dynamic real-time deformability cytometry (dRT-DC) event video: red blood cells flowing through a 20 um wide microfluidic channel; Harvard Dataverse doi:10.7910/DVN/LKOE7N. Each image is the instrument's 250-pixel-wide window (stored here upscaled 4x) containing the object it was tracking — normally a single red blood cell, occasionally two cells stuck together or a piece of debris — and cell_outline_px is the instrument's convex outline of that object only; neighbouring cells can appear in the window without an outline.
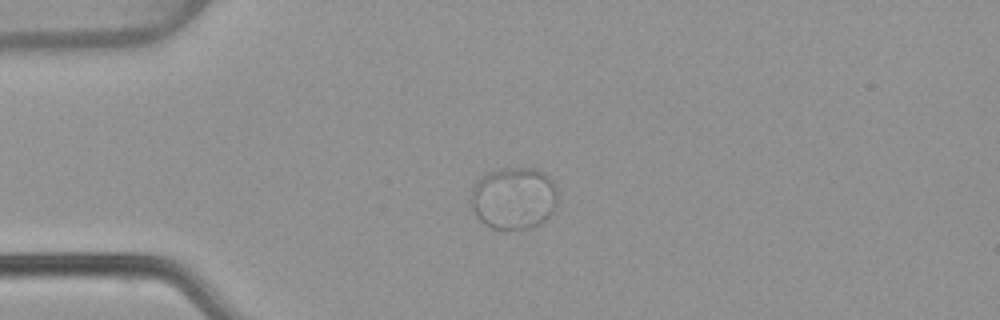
{"species": "common noctule bat (a hibernating species)", "species_latin": "Nyctalus noctula", "temperature_condition": "warm", "stored_images_in_passage": 54, "camera_frame_rate_fps": 3000, "um_per_image_px": 0.085, "animal": {"sex": "female", "body_mass_g": 22.7, "forearm_length_mm": 54.2}, "frame": {"image": 1, "passage_image": 14, "time_ms": 4.333, "image_size_px": [1000, 320], "cell_outline_px": [[556, 204], [552, 212], [544, 220], [532, 228], [504, 232], [492, 228], [484, 224], [476, 216], [472, 208], [472, 188], [488, 172], [500, 168], [536, 168], [544, 172], [552, 180], [556, 188]], "centroid_in_image_um": [43.68, 16.88], "position_along_channel_um": 41.3, "area_um2": 31.73}}
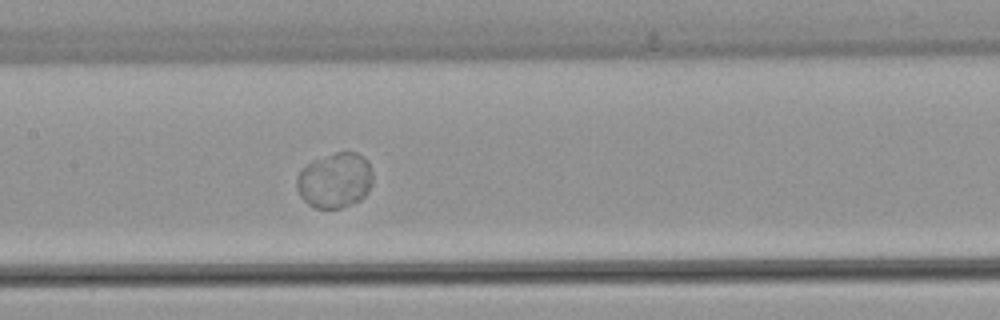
{"frame": {"image": 2, "passage_image": 27, "time_ms": 8.667, "image_size_px": [1000, 320], "cell_outline_px": [[372, 184], [368, 192], [360, 200], [340, 208], [316, 208], [308, 204], [300, 196], [296, 188], [296, 176], [300, 168], [312, 160], [336, 152], [356, 152], [364, 156], [368, 160], [372, 172]], "centroid_in_image_um": [28.45, 15.31], "position_along_channel_um": 179.0, "area_um2": 24.85}}
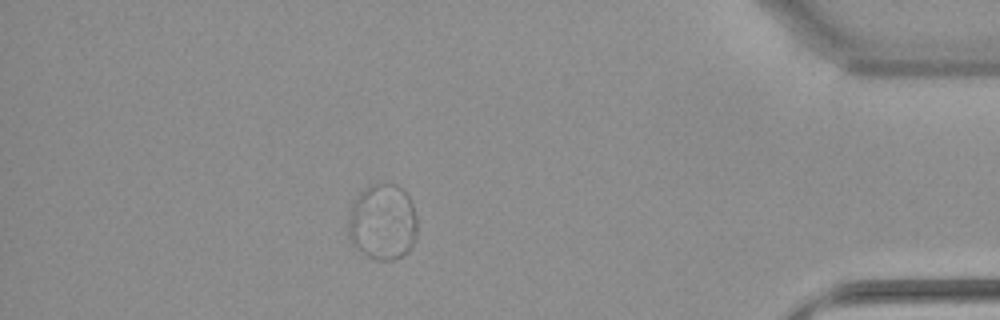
{"frame": {"image": 3, "passage_image": 48, "time_ms": 15.667, "image_size_px": [1000, 320], "cell_outline_px": [[416, 240], [408, 252], [392, 260], [376, 260], [368, 256], [356, 248], [352, 244], [348, 236], [348, 216], [352, 204], [364, 188], [376, 184], [396, 184], [404, 188], [412, 204], [416, 216]], "centroid_in_image_um": [32.52, 18.88], "position_along_channel_um": 402.7, "area_um2": 30.75}, "authors_computed_cell_mechanics": {"area_um2": 28.0619, "velocity_mm_per_s": 3.7916, "shape_relaxation_time_tau1_ms": 2.9575, "shape_relaxation_time_tau2_ms": null, "deformation_change_tau1": 0.0382, "deformation_change_tau2": null}}